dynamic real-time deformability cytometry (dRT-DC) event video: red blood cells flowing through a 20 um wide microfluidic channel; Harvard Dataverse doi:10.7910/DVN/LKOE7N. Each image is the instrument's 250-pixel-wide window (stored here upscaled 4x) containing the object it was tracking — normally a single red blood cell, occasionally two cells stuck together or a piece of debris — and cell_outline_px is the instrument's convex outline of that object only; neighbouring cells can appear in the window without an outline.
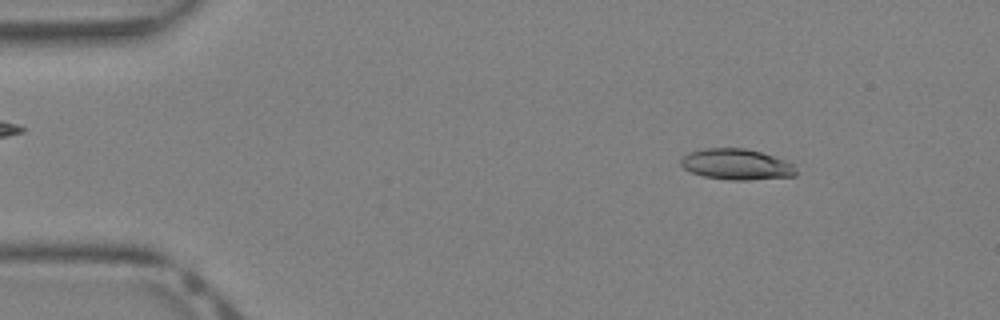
{"species": "Egyptian fruit bat (a non-hibernating species)", "species_latin": "Rousettus aegyptiacus", "temperature_condition": "warm", "stored_images_in_passage": 40, "camera_frame_rate_fps": 3000, "um_per_image_px": 0.085, "animal": {"sex": "female"}, "frame": {"image": 1, "passage_image": 5, "time_ms": 1.333, "image_size_px": [1000, 320], "cell_outline_px": [[796, 176], [748, 180], [732, 180], [704, 176], [692, 172], [684, 168], [680, 164], [680, 160], [688, 152], [704, 148], [744, 148], [760, 152], [784, 160], [792, 164], [796, 172]], "centroid_in_image_um": [62.57, 13.97], "position_along_channel_um": 22.4, "area_um2": 20.52}}
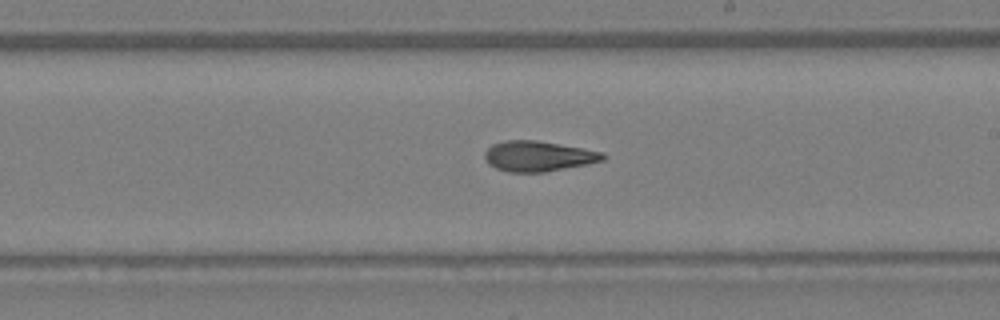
{"frame": {"image": 2, "passage_image": 23, "time_ms": 7.333, "image_size_px": [1000, 320], "cell_outline_px": [[608, 156], [604, 160], [588, 164], [544, 172], [508, 172], [496, 168], [488, 164], [484, 156], [484, 152], [492, 144], [504, 140], [536, 140], [604, 152]], "centroid_in_image_um": [45.75, 13.27], "position_along_channel_um": 243.2, "area_um2": 20.98}}
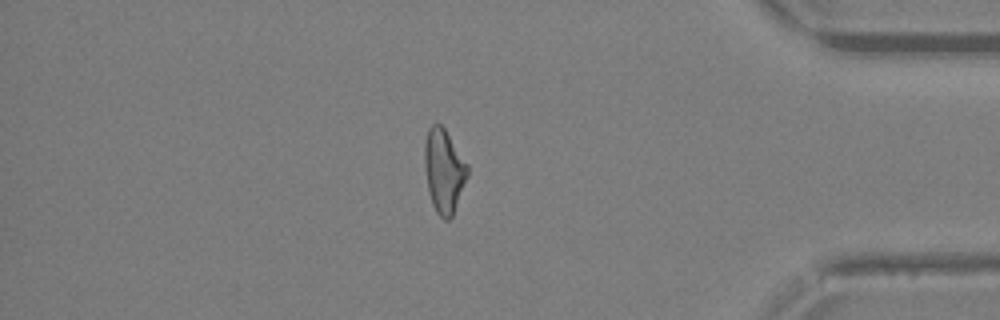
{"frame": {"image": 3, "passage_image": 34, "time_ms": 11.0, "image_size_px": [1000, 320], "cell_outline_px": [[468, 176], [452, 216], [448, 220], [444, 220], [436, 212], [432, 204], [428, 192], [424, 168], [424, 144], [428, 128], [432, 124], [440, 124], [444, 128], [468, 164]], "centroid_in_image_um": [37.72, 14.53], "position_along_channel_um": 397.5, "area_um2": 21.04}}